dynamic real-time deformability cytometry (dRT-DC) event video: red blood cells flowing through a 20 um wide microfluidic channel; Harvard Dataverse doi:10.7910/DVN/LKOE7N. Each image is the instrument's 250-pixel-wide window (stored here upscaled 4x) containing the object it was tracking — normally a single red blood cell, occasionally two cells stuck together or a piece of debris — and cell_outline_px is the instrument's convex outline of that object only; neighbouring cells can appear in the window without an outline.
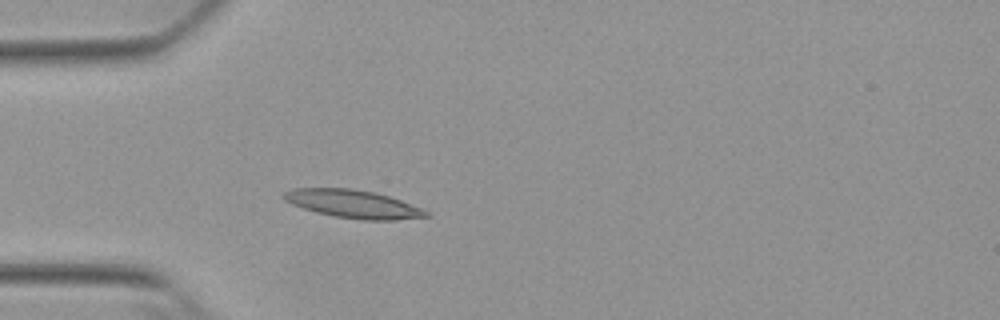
{"species": "Egyptian fruit bat (a non-hibernating species)", "species_latin": "Rousettus aegyptiacus", "temperature_condition": "warm", "stored_images_in_passage": 39, "camera_frame_rate_fps": 3000, "um_per_image_px": 0.085, "animal": {"sex": "female"}, "frame": {"image": 1, "passage_image": 1, "time_ms": 0.0, "image_size_px": [1000, 320], "cell_outline_px": [[432, 216], [396, 220], [364, 220], [332, 216], [316, 212], [292, 204], [284, 200], [280, 196], [284, 192], [292, 188], [352, 188], [376, 192], [424, 208]], "centroid_in_image_um": [30.03, 17.33], "position_along_channel_um": 55.0, "area_um2": 23.52}}
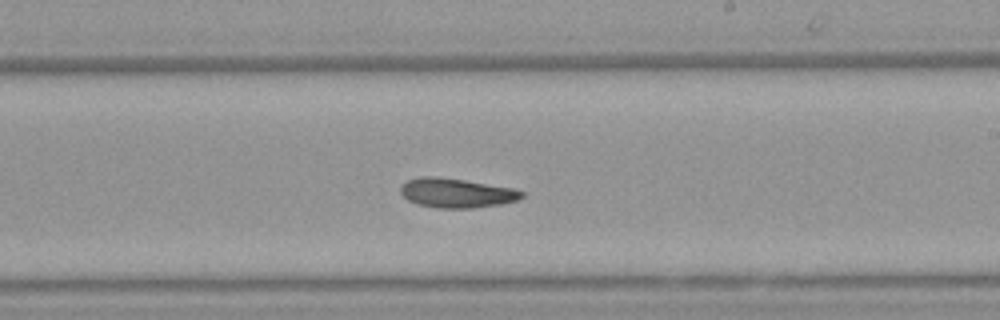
{"frame": {"image": 2, "passage_image": 17, "time_ms": 5.333, "image_size_px": [1000, 320], "cell_outline_px": [[524, 196], [516, 200], [500, 204], [472, 208], [436, 208], [416, 204], [408, 200], [400, 192], [400, 188], [408, 180], [420, 176], [436, 176], [464, 180], [512, 188], [524, 192]], "centroid_in_image_um": [38.77, 16.4], "position_along_channel_um": 250.2, "area_um2": 20.63}}
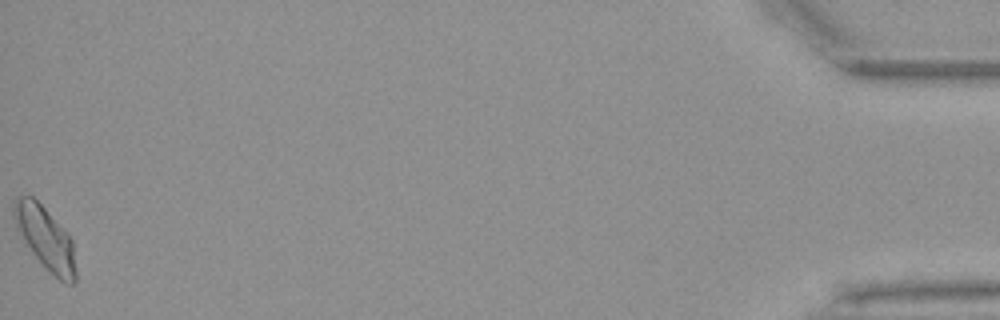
{"frame": {"image": 3, "passage_image": 39, "time_ms": 12.667, "image_size_px": [1000, 320], "cell_outline_px": [[76, 280], [72, 284], [68, 284], [60, 280], [36, 256], [24, 240], [16, 228], [12, 212], [12, 204], [16, 196], [32, 196], [44, 208], [72, 240], [76, 268]], "centroid_in_image_um": [3.84, 20.21], "position_along_channel_um": 431.4, "area_um2": 21.91}, "authors_computed_cell_mechanics": {"area_um2": 20.519, "velocity_mm_per_s": 3.8176, "shape_relaxation_time_tau1_ms": null, "shape_relaxation_time_tau2_ms": 3.9143, "deformation_change_tau1": null, "deformation_change_tau2": 0.1019}}